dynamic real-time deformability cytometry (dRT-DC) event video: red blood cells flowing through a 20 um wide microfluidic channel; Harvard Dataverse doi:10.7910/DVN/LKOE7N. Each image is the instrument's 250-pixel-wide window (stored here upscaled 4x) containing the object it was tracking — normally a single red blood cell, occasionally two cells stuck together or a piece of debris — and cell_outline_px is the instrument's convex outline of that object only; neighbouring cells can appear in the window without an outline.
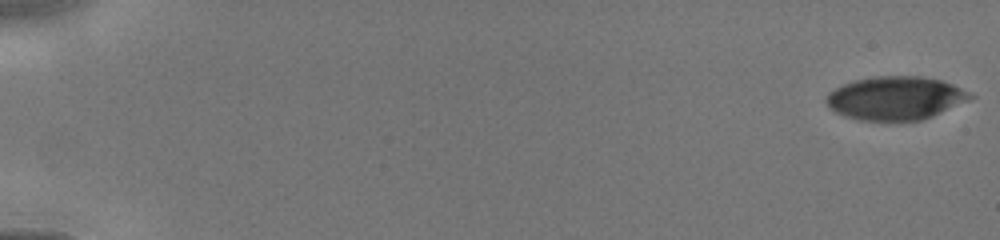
{"species": "human", "species_latin": "Homo sapiens", "temperature_condition": "cold", "stored_images_in_passage": 25, "camera_frame_rate_fps": 3000, "um_per_image_px": 0.085, "donor": {"sex": "male"}, "frame": {"image": 1, "passage_image": 1, "time_ms": 0.0, "image_size_px": [1000, 240], "cell_outline_px": [[976, 96], [968, 100], [932, 116], [920, 120], [856, 120], [844, 116], [828, 108], [824, 100], [828, 92], [852, 80], [876, 76], [920, 76], [940, 80], [952, 84]], "centroid_in_image_um": [76.06, 8.34], "position_along_channel_um": 8.9, "area_um2": 36.3}}
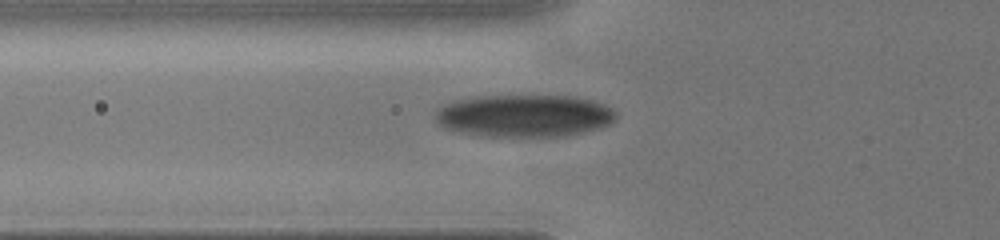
{"frame": {"image": 2, "passage_image": 19, "time_ms": 5.667, "image_size_px": [1000, 240], "cell_outline_px": [[616, 116], [608, 124], [600, 128], [568, 136], [480, 136], [460, 132], [444, 128], [436, 120], [436, 108], [452, 100], [472, 96], [576, 96], [592, 100], [604, 104], [612, 108], [616, 112]], "centroid_in_image_um": [44.53, 9.83], "position_along_channel_um": 81.3, "area_um2": 44.97}}
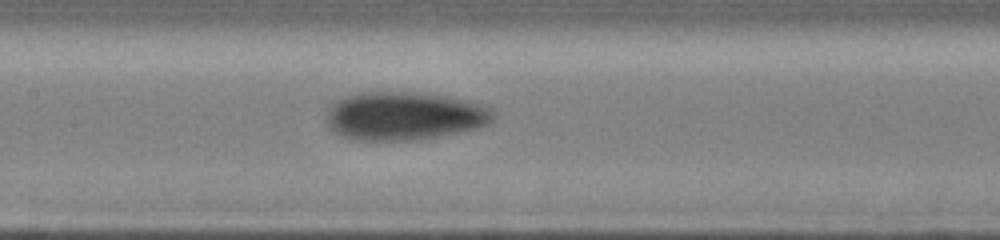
{"frame": {"image": 3, "passage_image": 25, "time_ms": 7.667, "image_size_px": [1000, 240], "cell_outline_px": [[496, 112], [492, 120], [488, 124], [480, 128], [416, 140], [348, 140], [340, 136], [328, 124], [328, 104], [332, 100], [344, 96], [360, 92], [432, 92], [480, 104], [492, 108]], "centroid_in_image_um": [34.35, 9.84], "position_along_channel_um": 173.0, "area_um2": 47.63}}